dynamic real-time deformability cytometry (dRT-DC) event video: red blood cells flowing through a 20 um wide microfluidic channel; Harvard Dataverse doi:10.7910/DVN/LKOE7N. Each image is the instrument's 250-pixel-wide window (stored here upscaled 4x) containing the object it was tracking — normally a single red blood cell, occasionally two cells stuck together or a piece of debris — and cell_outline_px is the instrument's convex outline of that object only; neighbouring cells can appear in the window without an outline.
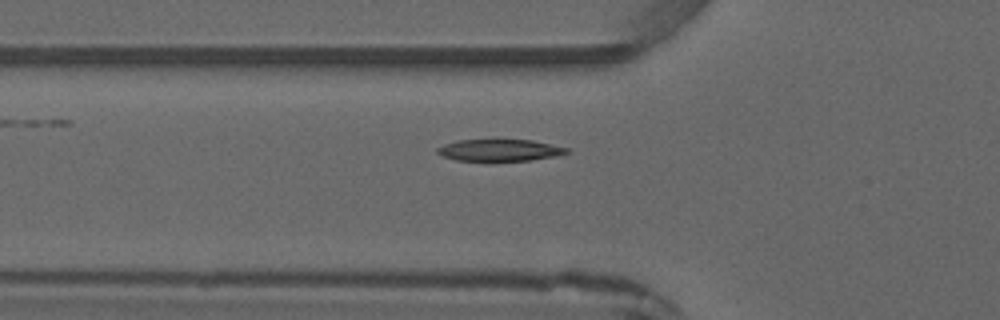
{"species": "common noctule bat (a hibernating species)", "species_latin": "Nyctalus noctula", "temperature_condition": "warm", "stored_images_in_passage": 4, "camera_frame_rate_fps": 3000, "um_per_image_px": 0.085, "animal": {"sex": "male", "forearm_length_mm": 52.5}, "frame": {"image": 1, "passage_image": 4, "time_ms": 3.667, "image_size_px": [1000, 320], "cell_outline_px": [[572, 152], [556, 156], [532, 160], [456, 160], [444, 156], [436, 152], [436, 148], [444, 144], [456, 140], [496, 136], [532, 140], [568, 148]], "centroid_in_image_um": [42.46, 12.7], "position_along_channel_um": 83.3, "area_um2": 17.34}}